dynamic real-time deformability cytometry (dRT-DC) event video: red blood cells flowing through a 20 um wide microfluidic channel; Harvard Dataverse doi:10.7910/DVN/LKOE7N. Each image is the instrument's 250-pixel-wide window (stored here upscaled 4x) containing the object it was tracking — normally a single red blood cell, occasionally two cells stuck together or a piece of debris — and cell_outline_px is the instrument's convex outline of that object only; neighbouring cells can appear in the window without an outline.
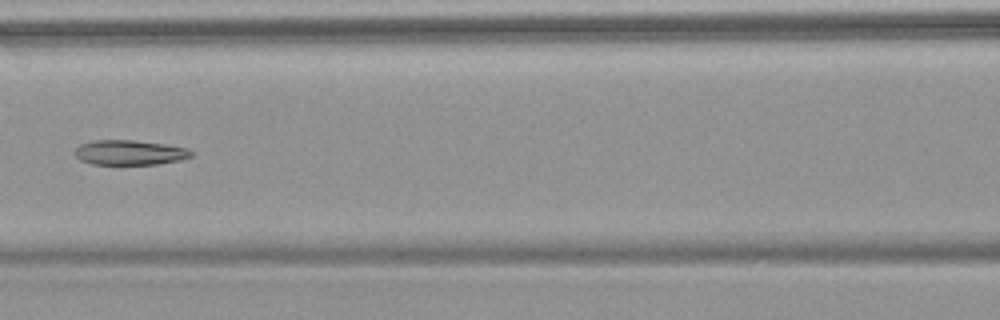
{"species": "common noctule bat (a hibernating species)", "species_latin": "Nyctalus noctula", "temperature_condition": "warm", "stored_images_in_passage": 7, "camera_frame_rate_fps": 3000, "um_per_image_px": 0.085, "animal": {"sex": "female", "body_mass_g": 18.4}, "frame": {"image": 1, "passage_image": 7, "time_ms": 7.0, "image_size_px": [1000, 320], "cell_outline_px": [[192, 156], [180, 160], [156, 164], [92, 164], [80, 160], [76, 156], [76, 148], [80, 144], [96, 140], [132, 140], [164, 144], [188, 148], [192, 152]], "centroid_in_image_um": [11.03, 12.96], "position_along_channel_um": 155.6, "area_um2": 16.7}}